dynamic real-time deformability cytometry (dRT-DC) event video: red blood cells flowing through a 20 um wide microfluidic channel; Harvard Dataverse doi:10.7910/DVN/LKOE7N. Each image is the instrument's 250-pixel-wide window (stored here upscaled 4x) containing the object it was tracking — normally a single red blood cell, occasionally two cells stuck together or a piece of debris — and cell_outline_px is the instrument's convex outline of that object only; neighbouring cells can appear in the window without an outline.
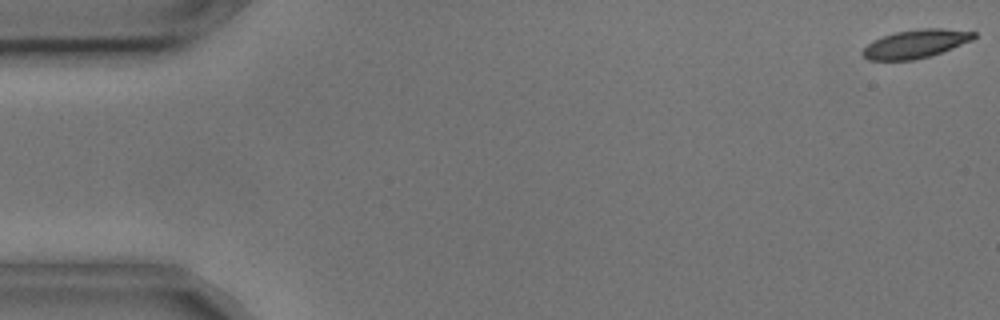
{"species": "common noctule bat (a hibernating species)", "species_latin": "Nyctalus noctula", "temperature_condition": "cold", "stored_images_in_passage": 9, "camera_frame_rate_fps": 3000, "um_per_image_px": 0.085, "animal": {"sex": "male", "body_mass_g": 17.9, "forearm_length_mm": 54.2}, "frame": {"image": 1, "passage_image": 1, "time_ms": 0.0, "image_size_px": [1000, 320], "cell_outline_px": [[976, 36], [972, 40], [952, 48], [928, 56], [912, 60], [868, 60], [860, 52], [872, 40], [896, 32], [920, 28], [944, 28], [976, 32]], "centroid_in_image_um": [77.82, 3.71], "position_along_channel_um": 7.2, "area_um2": 18.26}}
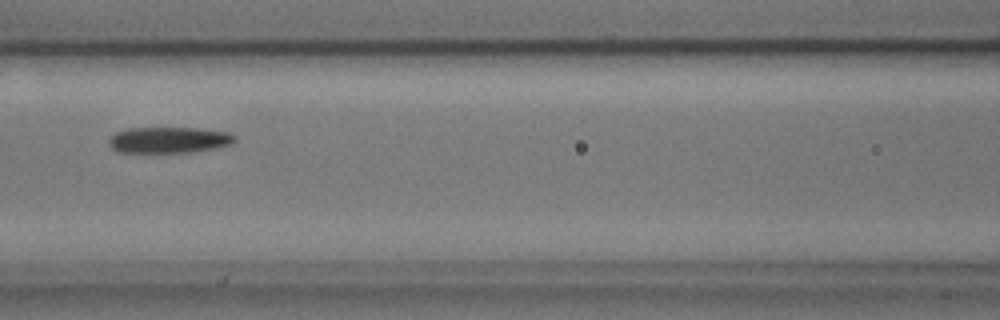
{"frame": {"image": 2, "passage_image": 7, "time_ms": 2.0, "image_size_px": [1000, 320], "cell_outline_px": [[236, 140], [232, 144], [192, 152], [116, 152], [108, 144], [108, 140], [116, 132], [128, 128], [196, 128], [228, 132], [236, 136]], "centroid_in_image_um": [14.34, 11.89], "position_along_channel_um": 152.3, "area_um2": 19.07}}
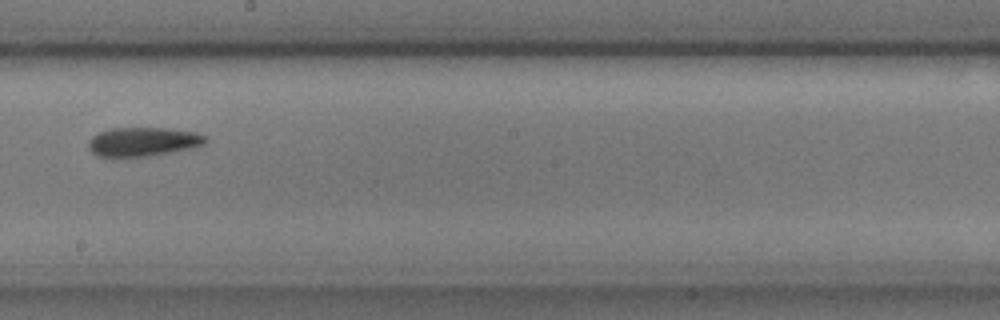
{"frame": {"image": 3, "passage_image": 9, "time_ms": 2.667, "image_size_px": [1000, 320], "cell_outline_px": [[208, 140], [204, 144], [196, 148], [148, 156], [96, 156], [88, 148], [88, 140], [96, 132], [112, 128], [164, 128], [196, 132], [208, 136]], "centroid_in_image_um": [12.18, 12.04], "position_along_channel_um": 236.0, "area_um2": 20.0}}